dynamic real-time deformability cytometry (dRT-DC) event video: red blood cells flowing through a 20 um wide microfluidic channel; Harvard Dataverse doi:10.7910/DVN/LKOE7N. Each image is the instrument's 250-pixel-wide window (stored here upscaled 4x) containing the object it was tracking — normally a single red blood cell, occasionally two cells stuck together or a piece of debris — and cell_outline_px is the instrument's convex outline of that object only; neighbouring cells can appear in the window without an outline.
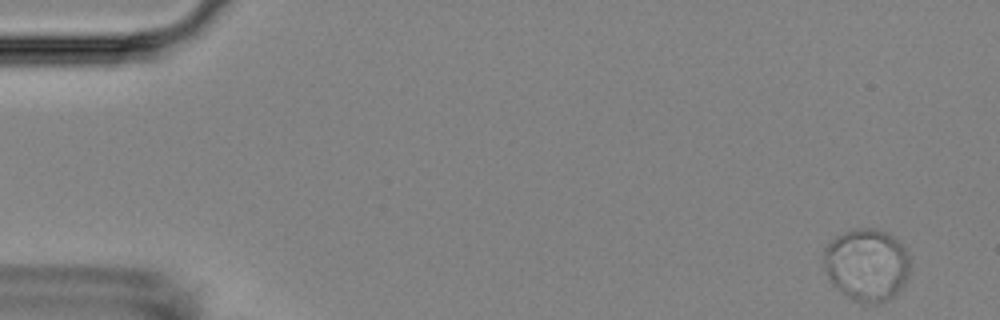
{"species": "Egyptian fruit bat (a non-hibernating species)", "species_latin": "Rousettus aegyptiacus", "temperature_condition": "room temperature", "stored_images_in_passage": 5, "camera_frame_rate_fps": 3000, "um_per_image_px": 0.085, "animal": {"sex": "female"}, "frame": {"image": 1, "passage_image": 1, "time_ms": 0.0, "image_size_px": [1000, 320], "cell_outline_px": [[908, 272], [900, 288], [888, 300], [876, 304], [860, 304], [840, 292], [832, 284], [824, 268], [824, 248], [836, 236], [844, 232], [856, 228], [872, 228], [888, 232], [904, 248], [908, 256]], "centroid_in_image_um": [73.63, 22.52], "position_along_channel_um": 11.4, "area_um2": 36.24}}